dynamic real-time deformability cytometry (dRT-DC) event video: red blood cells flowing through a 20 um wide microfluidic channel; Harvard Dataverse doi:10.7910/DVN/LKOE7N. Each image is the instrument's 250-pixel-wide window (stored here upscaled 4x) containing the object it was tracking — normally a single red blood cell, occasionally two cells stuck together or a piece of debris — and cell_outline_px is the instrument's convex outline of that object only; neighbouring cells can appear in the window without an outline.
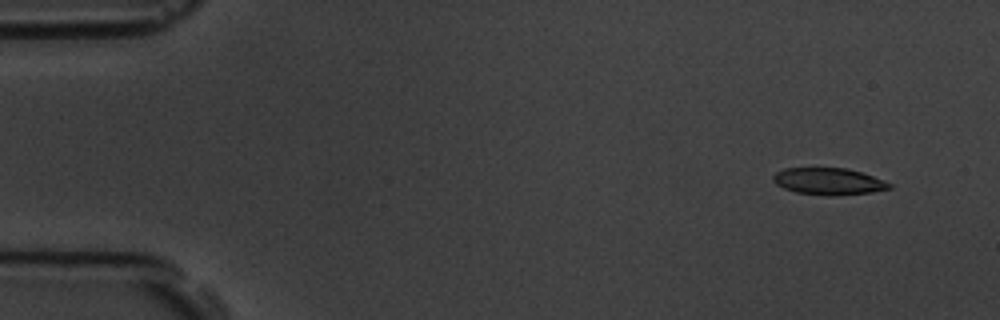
{"species": "common noctule bat (a hibernating species)", "species_latin": "Nyctalus noctula", "temperature_condition": "room temperature", "stored_images_in_passage": 7, "camera_frame_rate_fps": 3000, "um_per_image_px": 0.085, "animal": {"sex": "male", "body_mass_g": 19.5, "forearm_length_mm": 54.6}, "frame": {"image": 1, "passage_image": 1, "time_ms": 0.0, "image_size_px": [1000, 320], "cell_outline_px": [[892, 188], [872, 192], [832, 196], [828, 196], [796, 192], [784, 188], [776, 184], [772, 180], [772, 176], [776, 172], [784, 168], [848, 168], [884, 180], [892, 184]], "centroid_in_image_um": [70.42, 15.42], "position_along_channel_um": 14.6, "area_um2": 18.21}}
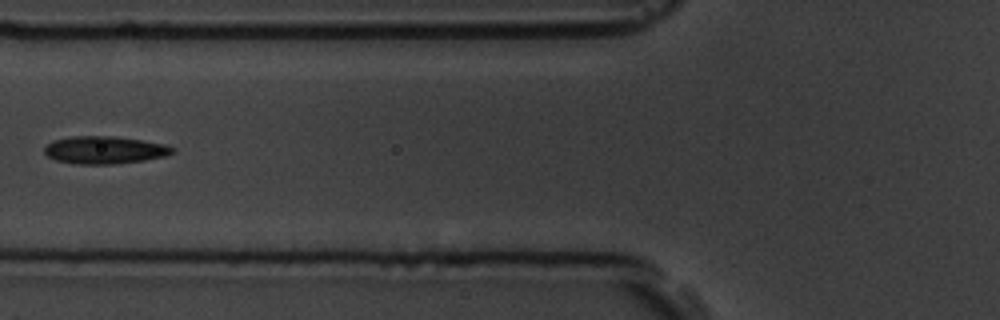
{"frame": {"image": 2, "passage_image": 6, "time_ms": 5.667, "image_size_px": [1000, 320], "cell_outline_px": [[176, 148], [172, 152], [164, 156], [144, 160], [112, 164], [76, 164], [56, 160], [48, 156], [44, 152], [44, 148], [52, 140], [72, 136], [112, 136], [140, 140], [164, 144]], "centroid_in_image_um": [8.85, 12.75], "position_along_channel_um": 116.9, "area_um2": 20.4}}
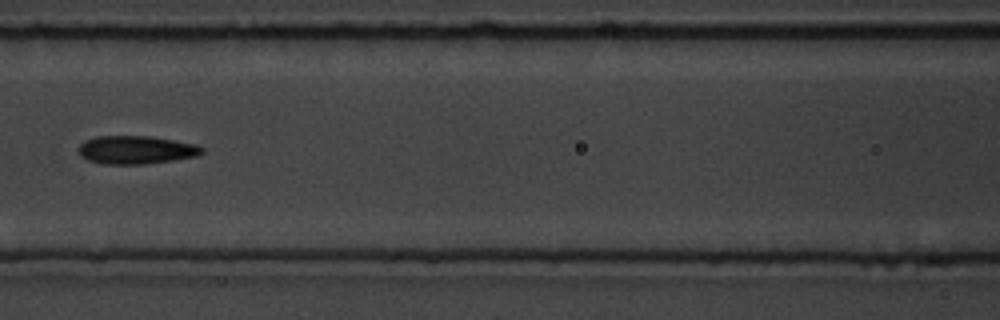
{"frame": {"image": 3, "passage_image": 7, "time_ms": 6.667, "image_size_px": [1000, 320], "cell_outline_px": [[204, 152], [200, 156], [144, 164], [104, 164], [88, 160], [80, 156], [76, 148], [84, 140], [96, 136], [152, 136], [196, 144], [204, 148]], "centroid_in_image_um": [11.56, 12.73], "position_along_channel_um": 155.0, "area_um2": 20.58}}